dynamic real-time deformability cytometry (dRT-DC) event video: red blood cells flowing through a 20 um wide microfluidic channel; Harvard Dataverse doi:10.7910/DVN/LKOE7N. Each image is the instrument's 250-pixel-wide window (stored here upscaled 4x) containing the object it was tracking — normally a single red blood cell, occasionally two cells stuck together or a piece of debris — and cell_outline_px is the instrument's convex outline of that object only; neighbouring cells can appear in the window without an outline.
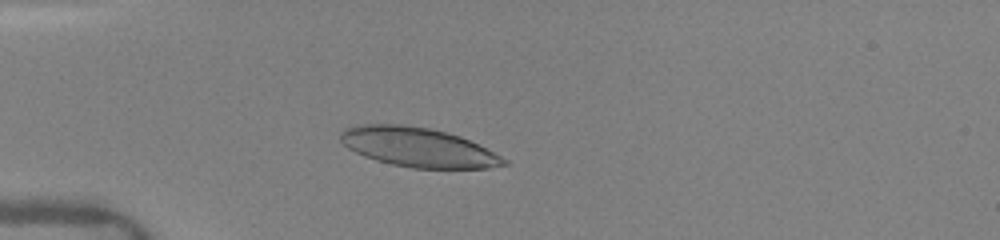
{"species": "human", "species_latin": "Homo sapiens", "temperature_condition": "warm", "stored_images_in_passage": 8, "camera_frame_rate_fps": 3000, "um_per_image_px": 0.085, "donor": {"sex": "female"}, "frame": {"image": 1, "passage_image": 5, "time_ms": 3.0, "image_size_px": [1000, 240], "cell_outline_px": [[508, 164], [488, 168], [412, 168], [392, 164], [376, 160], [364, 156], [348, 148], [340, 140], [340, 132], [344, 128], [360, 124], [404, 124], [428, 128], [460, 136], [508, 160]], "centroid_in_image_um": [35.48, 12.51], "position_along_channel_um": 49.5, "area_um2": 37.11}}
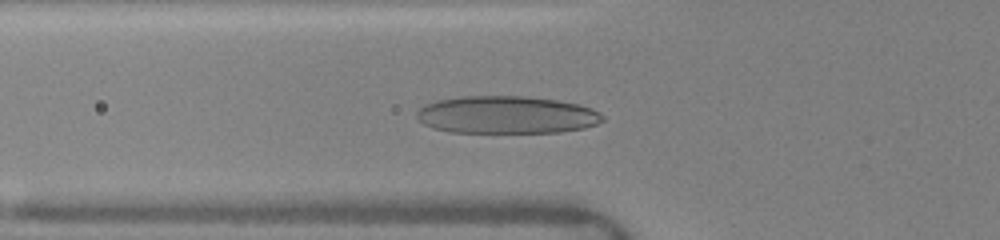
{"frame": {"image": 2, "passage_image": 7, "time_ms": 4.333, "image_size_px": [1000, 240], "cell_outline_px": [[604, 120], [596, 124], [584, 128], [560, 132], [452, 132], [432, 128], [416, 120], [416, 112], [424, 104], [436, 100], [460, 96], [528, 96], [556, 100], [580, 104], [592, 108], [600, 112], [604, 116]], "centroid_in_image_um": [43.04, 9.75], "position_along_channel_um": 82.8, "area_um2": 41.04}}